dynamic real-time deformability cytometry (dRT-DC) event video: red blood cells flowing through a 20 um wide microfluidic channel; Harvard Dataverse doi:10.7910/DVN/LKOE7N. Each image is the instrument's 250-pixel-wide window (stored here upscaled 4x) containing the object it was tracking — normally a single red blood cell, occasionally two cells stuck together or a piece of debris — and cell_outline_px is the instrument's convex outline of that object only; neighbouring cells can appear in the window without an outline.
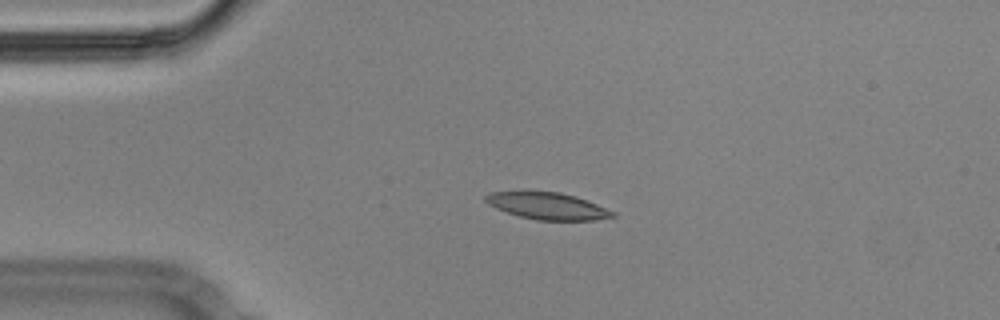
{"species": "Egyptian fruit bat (a non-hibernating species)", "species_latin": "Rousettus aegyptiacus", "temperature_condition": "cold", "stored_images_in_passage": 56, "camera_frame_rate_fps": 3000, "um_per_image_px": 0.085, "animal": {"sex": "male"}, "frame": {"image": 1, "passage_image": 12, "time_ms": 3.667, "image_size_px": [1000, 320], "cell_outline_px": [[616, 216], [596, 220], [536, 220], [520, 216], [496, 208], [488, 204], [484, 200], [484, 196], [492, 192], [524, 188], [560, 192], [596, 204], [616, 212]], "centroid_in_image_um": [46.45, 17.46], "position_along_channel_um": 38.5, "area_um2": 20.46}}
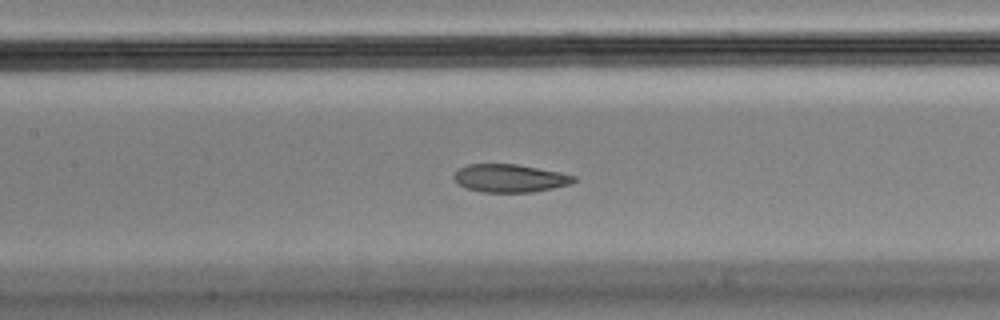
{"frame": {"image": 2, "passage_image": 25, "time_ms": 8.0, "image_size_px": [1000, 320], "cell_outline_px": [[576, 180], [568, 184], [552, 188], [532, 192], [480, 192], [468, 188], [460, 184], [452, 176], [460, 168], [468, 164], [516, 164], [560, 172], [576, 176]], "centroid_in_image_um": [43.34, 15.14], "position_along_channel_um": 164.1, "area_um2": 19.31}}
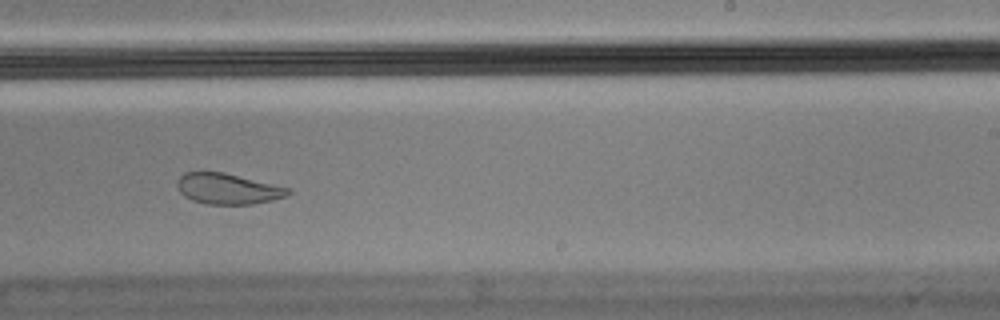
{"frame": {"image": 3, "passage_image": 34, "time_ms": 11.0, "image_size_px": [1000, 320], "cell_outline_px": [[292, 192], [288, 196], [272, 200], [252, 204], [204, 204], [192, 200], [184, 196], [176, 188], [176, 180], [184, 172], [224, 172], [292, 188]], "centroid_in_image_um": [19.37, 16.04], "position_along_channel_um": 269.6, "area_um2": 20.17}, "authors_computed_cell_mechanics": {"area_um2": 21.0681, "velocity_mm_per_s": 3.5317, "shape_relaxation_time_tau1_ms": null, "shape_relaxation_time_tau2_ms": 1.8571, "deformation_change_tau1": null, "deformation_change_tau2": 0.0714}}